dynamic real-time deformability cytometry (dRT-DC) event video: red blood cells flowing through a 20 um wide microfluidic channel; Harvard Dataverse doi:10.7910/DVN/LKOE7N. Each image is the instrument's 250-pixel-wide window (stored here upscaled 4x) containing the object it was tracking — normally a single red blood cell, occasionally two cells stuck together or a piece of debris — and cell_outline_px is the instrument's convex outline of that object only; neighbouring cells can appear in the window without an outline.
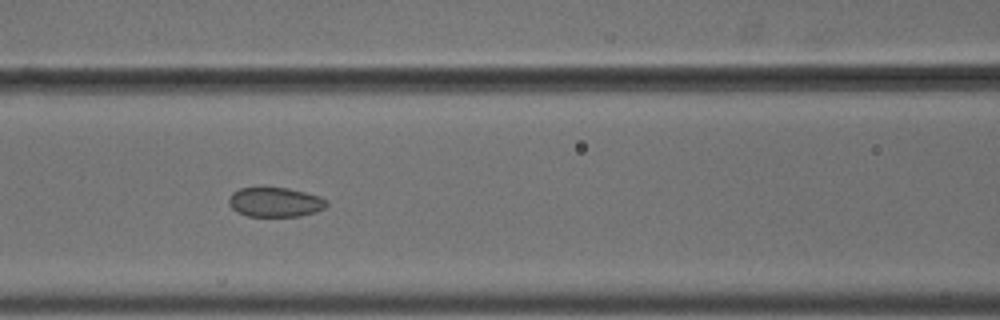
{"species": "common noctule bat (a hibernating species)", "species_latin": "Nyctalus noctula", "temperature_condition": "cold", "stored_images_in_passage": 14, "camera_frame_rate_fps": 3000, "um_per_image_px": 0.085, "animal": {"sex": "male", "body_mass_g": 18.8}, "frame": {"image": 1, "passage_image": 7, "time_ms": 2.0, "image_size_px": [1000, 320], "cell_outline_px": [[328, 204], [324, 208], [316, 212], [300, 216], [248, 216], [236, 212], [228, 204], [228, 200], [232, 192], [240, 188], [288, 188], [320, 196], [328, 200]], "centroid_in_image_um": [23.39, 17.19], "position_along_channel_um": 143.2, "area_um2": 16.88}}
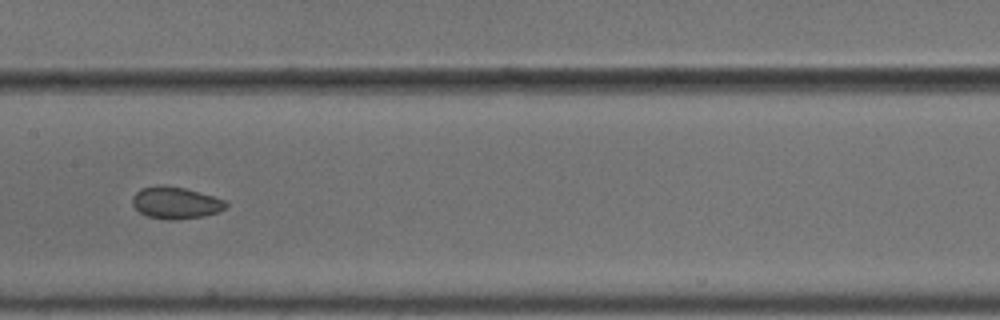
{"frame": {"image": 2, "passage_image": 8, "time_ms": 2.333, "image_size_px": [1000, 320], "cell_outline_px": [[228, 208], [204, 216], [176, 220], [168, 220], [148, 216], [140, 212], [132, 204], [132, 196], [140, 188], [156, 184], [164, 184], [184, 188], [228, 200]], "centroid_in_image_um": [14.94, 17.22], "position_along_channel_um": 192.5, "area_um2": 17.69}}
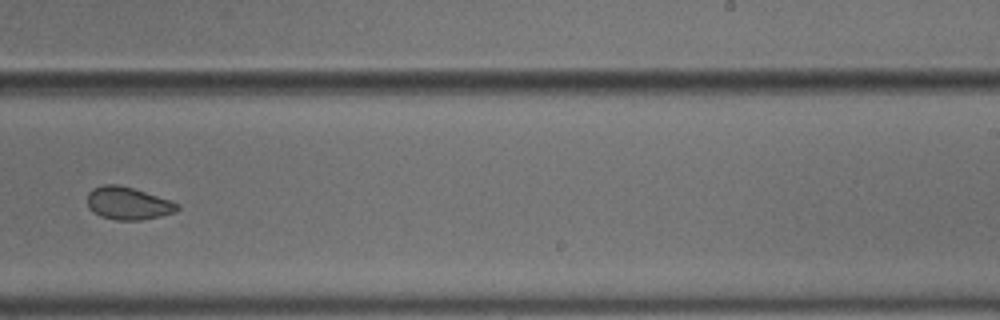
{"frame": {"image": 3, "passage_image": 10, "time_ms": 3.0, "image_size_px": [1000, 320], "cell_outline_px": [[180, 208], [172, 212], [160, 216], [140, 220], [116, 220], [100, 216], [88, 208], [88, 192], [92, 188], [104, 184], [116, 184], [132, 188], [180, 204]], "centroid_in_image_um": [10.84, 17.28], "position_along_channel_um": 278.2, "area_um2": 16.88}}